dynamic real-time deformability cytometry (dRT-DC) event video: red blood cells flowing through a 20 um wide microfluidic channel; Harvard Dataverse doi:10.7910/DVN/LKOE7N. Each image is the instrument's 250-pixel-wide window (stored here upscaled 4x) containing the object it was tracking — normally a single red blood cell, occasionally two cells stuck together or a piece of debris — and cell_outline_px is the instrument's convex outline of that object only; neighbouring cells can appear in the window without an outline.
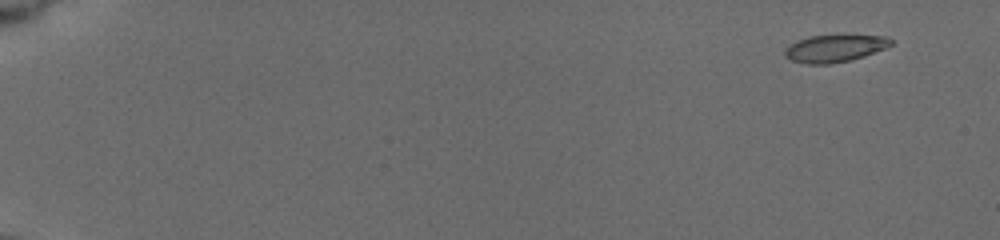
{"species": "common noctule bat (a hibernating species)", "species_latin": "Nyctalus noctula", "temperature_condition": "cold", "stored_images_in_passage": 49, "camera_frame_rate_fps": 3000, "um_per_image_px": 0.085, "animal": {"sex": "female", "body_mass_g": 19.5, "forearm_length_mm": 54.1}, "frame": {"image": 1, "passage_image": 2, "time_ms": 1.0, "image_size_px": [1000, 240], "cell_outline_px": [[892, 44], [884, 48], [864, 56], [848, 60], [828, 64], [808, 64], [792, 60], [784, 56], [784, 48], [796, 40], [808, 36], [888, 36], [892, 40]], "centroid_in_image_um": [70.89, 4.11], "position_along_channel_um": 14.1, "area_um2": 16.59}}
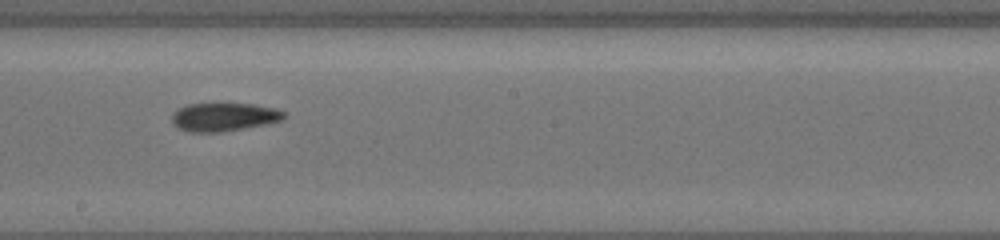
{"frame": {"image": 2, "passage_image": 29, "time_ms": 11.333, "image_size_px": [1000, 240], "cell_outline_px": [[288, 112], [284, 120], [264, 124], [216, 132], [192, 132], [176, 128], [172, 124], [172, 112], [176, 108], [188, 104], [256, 104], [276, 108]], "centroid_in_image_um": [19.03, 9.93], "position_along_channel_um": 229.2, "area_um2": 18.61}}
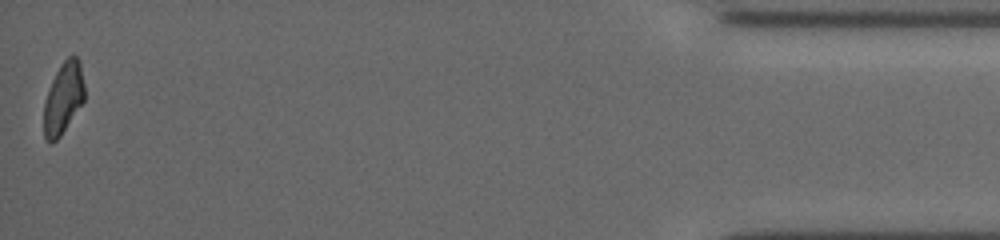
{"frame": {"image": 3, "passage_image": 49, "time_ms": 18.667, "image_size_px": [1000, 240], "cell_outline_px": [[84, 100], [60, 136], [56, 140], [48, 140], [44, 136], [44, 104], [52, 80], [60, 64], [68, 56], [76, 56], [80, 60], [84, 84]], "centroid_in_image_um": [5.4, 8.29], "position_along_channel_um": 429.8, "area_um2": 16.59}, "authors_computed_cell_mechanics": {"area_um2": 18.0336, "velocity_mm_per_s": 3.7599, "shape_relaxation_time_tau1_ms": 4.8945, "shape_relaxation_time_tau2_ms": 2.3053, "deformation_change_tau1": 0.1392, "deformation_change_tau2": 0.0776}}